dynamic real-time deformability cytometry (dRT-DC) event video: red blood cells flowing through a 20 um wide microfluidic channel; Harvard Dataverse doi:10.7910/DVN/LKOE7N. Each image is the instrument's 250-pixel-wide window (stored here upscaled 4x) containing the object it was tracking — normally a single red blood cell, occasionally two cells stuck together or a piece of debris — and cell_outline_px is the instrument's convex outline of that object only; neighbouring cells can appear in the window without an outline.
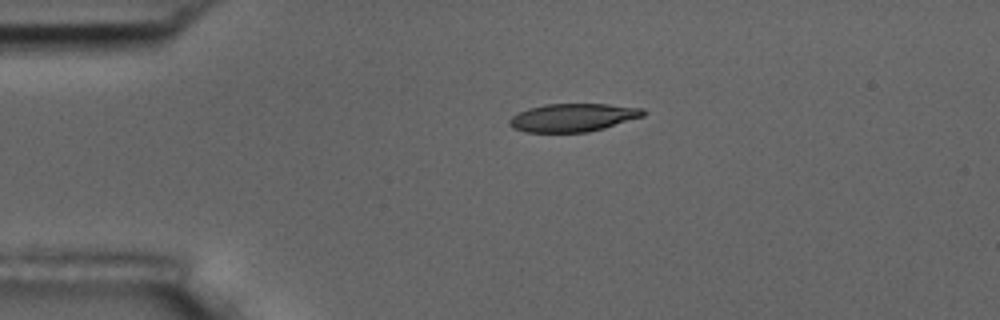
{"species": "common noctule bat (a hibernating species)", "species_latin": "Nyctalus noctula", "temperature_condition": "room temperature", "stored_images_in_passage": 2, "camera_frame_rate_fps": 3000, "um_per_image_px": 0.085, "animal": {"sex": "male", "body_mass_g": 17.5, "forearm_length_mm": 52.3}, "frame": {"image": 1, "passage_image": 1, "time_ms": 0.0, "image_size_px": [1000, 320], "cell_outline_px": [[648, 112], [644, 116], [604, 128], [588, 132], [524, 132], [512, 128], [508, 124], [508, 120], [512, 116], [528, 108], [544, 104], [608, 104], [644, 108]], "centroid_in_image_um": [48.71, 9.99], "position_along_channel_um": 36.3, "area_um2": 22.08}}